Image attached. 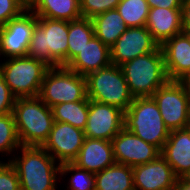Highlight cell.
Instances as JSON below:
<instances>
[{
    "instance_id": "cell-1",
    "label": "cell",
    "mask_w": 190,
    "mask_h": 190,
    "mask_svg": "<svg viewBox=\"0 0 190 190\" xmlns=\"http://www.w3.org/2000/svg\"><path fill=\"white\" fill-rule=\"evenodd\" d=\"M12 114L21 146L42 147L55 122L51 108L39 96L20 97Z\"/></svg>"
},
{
    "instance_id": "cell-2",
    "label": "cell",
    "mask_w": 190,
    "mask_h": 190,
    "mask_svg": "<svg viewBox=\"0 0 190 190\" xmlns=\"http://www.w3.org/2000/svg\"><path fill=\"white\" fill-rule=\"evenodd\" d=\"M20 150L22 156L9 162L17 171L21 190H56L60 164L43 147L21 146Z\"/></svg>"
},
{
    "instance_id": "cell-3",
    "label": "cell",
    "mask_w": 190,
    "mask_h": 190,
    "mask_svg": "<svg viewBox=\"0 0 190 190\" xmlns=\"http://www.w3.org/2000/svg\"><path fill=\"white\" fill-rule=\"evenodd\" d=\"M27 56L49 67L68 64V21L38 17Z\"/></svg>"
},
{
    "instance_id": "cell-4",
    "label": "cell",
    "mask_w": 190,
    "mask_h": 190,
    "mask_svg": "<svg viewBox=\"0 0 190 190\" xmlns=\"http://www.w3.org/2000/svg\"><path fill=\"white\" fill-rule=\"evenodd\" d=\"M130 93L135 97H151L169 79L161 46L155 51L120 65Z\"/></svg>"
},
{
    "instance_id": "cell-5",
    "label": "cell",
    "mask_w": 190,
    "mask_h": 190,
    "mask_svg": "<svg viewBox=\"0 0 190 190\" xmlns=\"http://www.w3.org/2000/svg\"><path fill=\"white\" fill-rule=\"evenodd\" d=\"M124 127L160 151L169 137L160 110L152 97H135L124 112Z\"/></svg>"
},
{
    "instance_id": "cell-6",
    "label": "cell",
    "mask_w": 190,
    "mask_h": 190,
    "mask_svg": "<svg viewBox=\"0 0 190 190\" xmlns=\"http://www.w3.org/2000/svg\"><path fill=\"white\" fill-rule=\"evenodd\" d=\"M87 97L90 100L113 105L126 111L134 97L120 66L110 64L85 76Z\"/></svg>"
},
{
    "instance_id": "cell-7",
    "label": "cell",
    "mask_w": 190,
    "mask_h": 190,
    "mask_svg": "<svg viewBox=\"0 0 190 190\" xmlns=\"http://www.w3.org/2000/svg\"><path fill=\"white\" fill-rule=\"evenodd\" d=\"M49 69L33 57H13L0 64V74L16 98L39 96L44 75Z\"/></svg>"
},
{
    "instance_id": "cell-8",
    "label": "cell",
    "mask_w": 190,
    "mask_h": 190,
    "mask_svg": "<svg viewBox=\"0 0 190 190\" xmlns=\"http://www.w3.org/2000/svg\"><path fill=\"white\" fill-rule=\"evenodd\" d=\"M39 97L50 108L59 103L89 100L86 78L66 66L49 67L44 75Z\"/></svg>"
},
{
    "instance_id": "cell-9",
    "label": "cell",
    "mask_w": 190,
    "mask_h": 190,
    "mask_svg": "<svg viewBox=\"0 0 190 190\" xmlns=\"http://www.w3.org/2000/svg\"><path fill=\"white\" fill-rule=\"evenodd\" d=\"M151 97L170 131L188 127L190 88L186 81L168 80Z\"/></svg>"
},
{
    "instance_id": "cell-10",
    "label": "cell",
    "mask_w": 190,
    "mask_h": 190,
    "mask_svg": "<svg viewBox=\"0 0 190 190\" xmlns=\"http://www.w3.org/2000/svg\"><path fill=\"white\" fill-rule=\"evenodd\" d=\"M37 21L38 17L31 10H24L0 27V55H4V58L27 56Z\"/></svg>"
},
{
    "instance_id": "cell-11",
    "label": "cell",
    "mask_w": 190,
    "mask_h": 190,
    "mask_svg": "<svg viewBox=\"0 0 190 190\" xmlns=\"http://www.w3.org/2000/svg\"><path fill=\"white\" fill-rule=\"evenodd\" d=\"M124 128V111L120 108L89 99V111L84 135L111 141Z\"/></svg>"
},
{
    "instance_id": "cell-12",
    "label": "cell",
    "mask_w": 190,
    "mask_h": 190,
    "mask_svg": "<svg viewBox=\"0 0 190 190\" xmlns=\"http://www.w3.org/2000/svg\"><path fill=\"white\" fill-rule=\"evenodd\" d=\"M85 139L84 131L69 123L55 121L42 146L59 164L72 163Z\"/></svg>"
},
{
    "instance_id": "cell-13",
    "label": "cell",
    "mask_w": 190,
    "mask_h": 190,
    "mask_svg": "<svg viewBox=\"0 0 190 190\" xmlns=\"http://www.w3.org/2000/svg\"><path fill=\"white\" fill-rule=\"evenodd\" d=\"M115 163L135 166L146 164L160 155V150L128 131L125 127L111 140Z\"/></svg>"
},
{
    "instance_id": "cell-14",
    "label": "cell",
    "mask_w": 190,
    "mask_h": 190,
    "mask_svg": "<svg viewBox=\"0 0 190 190\" xmlns=\"http://www.w3.org/2000/svg\"><path fill=\"white\" fill-rule=\"evenodd\" d=\"M160 45L144 27H128L110 47L111 64L120 66L134 58L155 51Z\"/></svg>"
},
{
    "instance_id": "cell-15",
    "label": "cell",
    "mask_w": 190,
    "mask_h": 190,
    "mask_svg": "<svg viewBox=\"0 0 190 190\" xmlns=\"http://www.w3.org/2000/svg\"><path fill=\"white\" fill-rule=\"evenodd\" d=\"M176 179L172 167L161 154L153 161L133 167L135 190H172Z\"/></svg>"
},
{
    "instance_id": "cell-16",
    "label": "cell",
    "mask_w": 190,
    "mask_h": 190,
    "mask_svg": "<svg viewBox=\"0 0 190 190\" xmlns=\"http://www.w3.org/2000/svg\"><path fill=\"white\" fill-rule=\"evenodd\" d=\"M167 77L171 81H187L190 77V43L182 32L161 45Z\"/></svg>"
},
{
    "instance_id": "cell-17",
    "label": "cell",
    "mask_w": 190,
    "mask_h": 190,
    "mask_svg": "<svg viewBox=\"0 0 190 190\" xmlns=\"http://www.w3.org/2000/svg\"><path fill=\"white\" fill-rule=\"evenodd\" d=\"M160 154L177 178L187 177L190 173V128L170 131Z\"/></svg>"
},
{
    "instance_id": "cell-18",
    "label": "cell",
    "mask_w": 190,
    "mask_h": 190,
    "mask_svg": "<svg viewBox=\"0 0 190 190\" xmlns=\"http://www.w3.org/2000/svg\"><path fill=\"white\" fill-rule=\"evenodd\" d=\"M72 163L94 174L110 167L115 163L112 142L85 137L78 156Z\"/></svg>"
},
{
    "instance_id": "cell-19",
    "label": "cell",
    "mask_w": 190,
    "mask_h": 190,
    "mask_svg": "<svg viewBox=\"0 0 190 190\" xmlns=\"http://www.w3.org/2000/svg\"><path fill=\"white\" fill-rule=\"evenodd\" d=\"M145 27L161 46L167 39L182 33V10L161 7L150 8Z\"/></svg>"
},
{
    "instance_id": "cell-20",
    "label": "cell",
    "mask_w": 190,
    "mask_h": 190,
    "mask_svg": "<svg viewBox=\"0 0 190 190\" xmlns=\"http://www.w3.org/2000/svg\"><path fill=\"white\" fill-rule=\"evenodd\" d=\"M110 64V48L94 36L66 67L79 75L86 76Z\"/></svg>"
},
{
    "instance_id": "cell-21",
    "label": "cell",
    "mask_w": 190,
    "mask_h": 190,
    "mask_svg": "<svg viewBox=\"0 0 190 190\" xmlns=\"http://www.w3.org/2000/svg\"><path fill=\"white\" fill-rule=\"evenodd\" d=\"M31 11L37 17L72 21L81 18L80 0H35Z\"/></svg>"
},
{
    "instance_id": "cell-22",
    "label": "cell",
    "mask_w": 190,
    "mask_h": 190,
    "mask_svg": "<svg viewBox=\"0 0 190 190\" xmlns=\"http://www.w3.org/2000/svg\"><path fill=\"white\" fill-rule=\"evenodd\" d=\"M95 190H135L133 168L120 163L95 173Z\"/></svg>"
},
{
    "instance_id": "cell-23",
    "label": "cell",
    "mask_w": 190,
    "mask_h": 190,
    "mask_svg": "<svg viewBox=\"0 0 190 190\" xmlns=\"http://www.w3.org/2000/svg\"><path fill=\"white\" fill-rule=\"evenodd\" d=\"M92 22L95 36L109 48L128 28L117 9L108 10L94 16Z\"/></svg>"
},
{
    "instance_id": "cell-24",
    "label": "cell",
    "mask_w": 190,
    "mask_h": 190,
    "mask_svg": "<svg viewBox=\"0 0 190 190\" xmlns=\"http://www.w3.org/2000/svg\"><path fill=\"white\" fill-rule=\"evenodd\" d=\"M54 121L69 123L84 131L88 119L89 100L59 103L51 107Z\"/></svg>"
},
{
    "instance_id": "cell-25",
    "label": "cell",
    "mask_w": 190,
    "mask_h": 190,
    "mask_svg": "<svg viewBox=\"0 0 190 190\" xmlns=\"http://www.w3.org/2000/svg\"><path fill=\"white\" fill-rule=\"evenodd\" d=\"M95 36L91 18L68 21V63Z\"/></svg>"
},
{
    "instance_id": "cell-26",
    "label": "cell",
    "mask_w": 190,
    "mask_h": 190,
    "mask_svg": "<svg viewBox=\"0 0 190 190\" xmlns=\"http://www.w3.org/2000/svg\"><path fill=\"white\" fill-rule=\"evenodd\" d=\"M116 9L128 27H144L150 8L146 0H121Z\"/></svg>"
},
{
    "instance_id": "cell-27",
    "label": "cell",
    "mask_w": 190,
    "mask_h": 190,
    "mask_svg": "<svg viewBox=\"0 0 190 190\" xmlns=\"http://www.w3.org/2000/svg\"><path fill=\"white\" fill-rule=\"evenodd\" d=\"M20 147L13 114L0 116V152L7 156Z\"/></svg>"
},
{
    "instance_id": "cell-28",
    "label": "cell",
    "mask_w": 190,
    "mask_h": 190,
    "mask_svg": "<svg viewBox=\"0 0 190 190\" xmlns=\"http://www.w3.org/2000/svg\"><path fill=\"white\" fill-rule=\"evenodd\" d=\"M74 174L69 180L68 190H95V174L77 167L73 163L60 164V175Z\"/></svg>"
},
{
    "instance_id": "cell-29",
    "label": "cell",
    "mask_w": 190,
    "mask_h": 190,
    "mask_svg": "<svg viewBox=\"0 0 190 190\" xmlns=\"http://www.w3.org/2000/svg\"><path fill=\"white\" fill-rule=\"evenodd\" d=\"M121 0H80L81 16L93 18L94 16L116 9Z\"/></svg>"
},
{
    "instance_id": "cell-30",
    "label": "cell",
    "mask_w": 190,
    "mask_h": 190,
    "mask_svg": "<svg viewBox=\"0 0 190 190\" xmlns=\"http://www.w3.org/2000/svg\"><path fill=\"white\" fill-rule=\"evenodd\" d=\"M0 190H21L17 171L9 160L0 161Z\"/></svg>"
},
{
    "instance_id": "cell-31",
    "label": "cell",
    "mask_w": 190,
    "mask_h": 190,
    "mask_svg": "<svg viewBox=\"0 0 190 190\" xmlns=\"http://www.w3.org/2000/svg\"><path fill=\"white\" fill-rule=\"evenodd\" d=\"M24 9L14 0H0V27L18 17Z\"/></svg>"
},
{
    "instance_id": "cell-32",
    "label": "cell",
    "mask_w": 190,
    "mask_h": 190,
    "mask_svg": "<svg viewBox=\"0 0 190 190\" xmlns=\"http://www.w3.org/2000/svg\"><path fill=\"white\" fill-rule=\"evenodd\" d=\"M16 97L0 74V116L12 113Z\"/></svg>"
},
{
    "instance_id": "cell-33",
    "label": "cell",
    "mask_w": 190,
    "mask_h": 190,
    "mask_svg": "<svg viewBox=\"0 0 190 190\" xmlns=\"http://www.w3.org/2000/svg\"><path fill=\"white\" fill-rule=\"evenodd\" d=\"M149 8L181 9L182 0H146Z\"/></svg>"
},
{
    "instance_id": "cell-34",
    "label": "cell",
    "mask_w": 190,
    "mask_h": 190,
    "mask_svg": "<svg viewBox=\"0 0 190 190\" xmlns=\"http://www.w3.org/2000/svg\"><path fill=\"white\" fill-rule=\"evenodd\" d=\"M181 10L183 30H190V0H182Z\"/></svg>"
},
{
    "instance_id": "cell-35",
    "label": "cell",
    "mask_w": 190,
    "mask_h": 190,
    "mask_svg": "<svg viewBox=\"0 0 190 190\" xmlns=\"http://www.w3.org/2000/svg\"><path fill=\"white\" fill-rule=\"evenodd\" d=\"M172 190H190V180L187 177L177 178Z\"/></svg>"
},
{
    "instance_id": "cell-36",
    "label": "cell",
    "mask_w": 190,
    "mask_h": 190,
    "mask_svg": "<svg viewBox=\"0 0 190 190\" xmlns=\"http://www.w3.org/2000/svg\"><path fill=\"white\" fill-rule=\"evenodd\" d=\"M16 1L24 10H31L34 6L35 0H14Z\"/></svg>"
},
{
    "instance_id": "cell-37",
    "label": "cell",
    "mask_w": 190,
    "mask_h": 190,
    "mask_svg": "<svg viewBox=\"0 0 190 190\" xmlns=\"http://www.w3.org/2000/svg\"><path fill=\"white\" fill-rule=\"evenodd\" d=\"M182 32L187 36L188 41L190 43V30H183Z\"/></svg>"
},
{
    "instance_id": "cell-38",
    "label": "cell",
    "mask_w": 190,
    "mask_h": 190,
    "mask_svg": "<svg viewBox=\"0 0 190 190\" xmlns=\"http://www.w3.org/2000/svg\"><path fill=\"white\" fill-rule=\"evenodd\" d=\"M188 127L190 128V103H189V112H188Z\"/></svg>"
},
{
    "instance_id": "cell-39",
    "label": "cell",
    "mask_w": 190,
    "mask_h": 190,
    "mask_svg": "<svg viewBox=\"0 0 190 190\" xmlns=\"http://www.w3.org/2000/svg\"><path fill=\"white\" fill-rule=\"evenodd\" d=\"M186 83H187V85H188L189 88H190V77H189V79L186 81Z\"/></svg>"
}]
</instances>
